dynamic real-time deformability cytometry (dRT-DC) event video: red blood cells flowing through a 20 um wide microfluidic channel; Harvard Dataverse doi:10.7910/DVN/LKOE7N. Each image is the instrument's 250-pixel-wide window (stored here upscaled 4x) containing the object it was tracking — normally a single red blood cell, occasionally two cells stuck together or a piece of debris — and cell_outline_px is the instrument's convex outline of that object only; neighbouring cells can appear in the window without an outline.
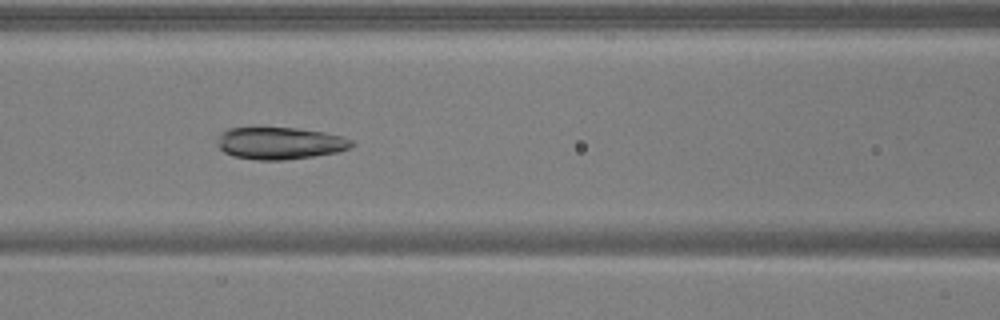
{"species": "common noctule bat (a hibernating species)", "species_latin": "Nyctalus noctula", "temperature_condition": "warm", "stored_images_in_passage": 52, "camera_frame_rate_fps": 3000, "um_per_image_px": 0.085, "animal": {"sex": "male", "body_mass_g": 17.9, "forearm_length_mm": 54.2}, "frame": {"image": 1, "passage_image": 23, "time_ms": 7.333, "image_size_px": [1000, 320], "cell_outline_px": [[356, 144], [348, 148], [336, 152], [312, 156], [284, 160], [256, 160], [232, 156], [224, 152], [216, 144], [216, 136], [220, 132], [228, 128], [252, 124], [296, 128], [324, 132], [340, 136], [352, 140]], "centroid_in_image_um": [23.66, 12.12], "position_along_channel_um": 142.9, "area_um2": 26.18}}
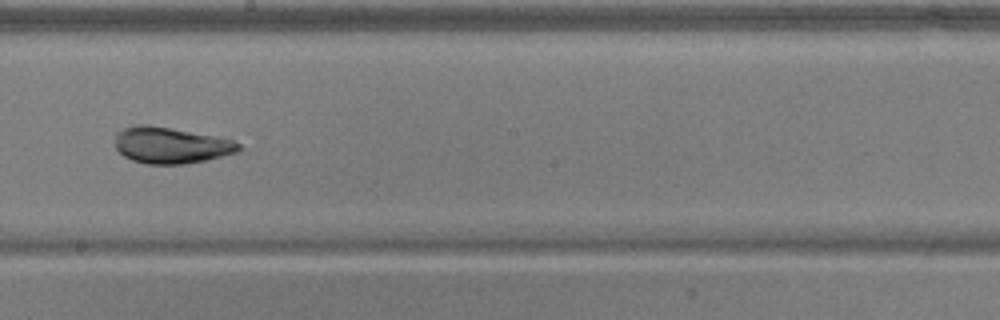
{"frame": {"image": 2, "passage_image": 30, "time_ms": 9.667, "image_size_px": [1000, 320], "cell_outline_px": [[240, 148], [236, 152], [204, 160], [184, 164], [148, 164], [132, 160], [124, 156], [116, 148], [116, 132], [124, 128], [136, 124], [148, 124], [212, 136], [232, 140], [240, 144]], "centroid_in_image_um": [14.46, 12.35], "position_along_channel_um": 233.7, "area_um2": 25.66}}
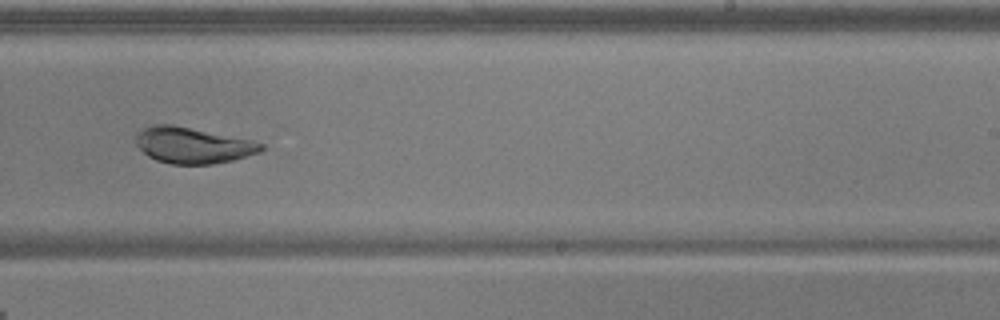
{"frame": {"image": 3, "passage_image": 33, "time_ms": 10.667, "image_size_px": [1000, 320], "cell_outline_px": [[264, 148], [260, 152], [232, 160], [212, 164], [172, 164], [156, 160], [148, 156], [136, 144], [136, 132], [140, 128], [152, 124], [172, 124], [252, 140], [264, 144]], "centroid_in_image_um": [16.35, 12.34], "position_along_channel_um": 272.6, "area_um2": 26.36}}